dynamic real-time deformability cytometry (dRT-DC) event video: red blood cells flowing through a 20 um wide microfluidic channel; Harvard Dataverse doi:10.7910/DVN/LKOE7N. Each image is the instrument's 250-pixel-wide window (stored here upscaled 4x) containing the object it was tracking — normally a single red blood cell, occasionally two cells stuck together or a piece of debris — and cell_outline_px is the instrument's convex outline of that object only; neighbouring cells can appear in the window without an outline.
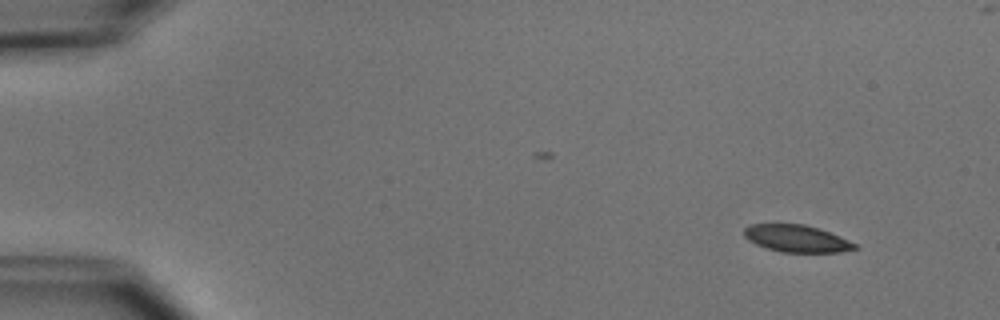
{"species": "common noctule bat (a hibernating species)", "species_latin": "Nyctalus noctula", "temperature_condition": "cold", "stored_images_in_passage": 5, "camera_frame_rate_fps": 3000, "um_per_image_px": 0.085, "animal": {"sex": "male", "body_mass_g": 15.6}, "frame": {"image": 1, "passage_image": 2, "time_ms": 1.0, "image_size_px": [1000, 320], "cell_outline_px": [[860, 248], [840, 252], [780, 252], [756, 244], [748, 240], [744, 236], [744, 228], [748, 224], [804, 224], [840, 236], [856, 244]], "centroid_in_image_um": [67.7, 20.28], "position_along_channel_um": 17.3, "area_um2": 17.4}}
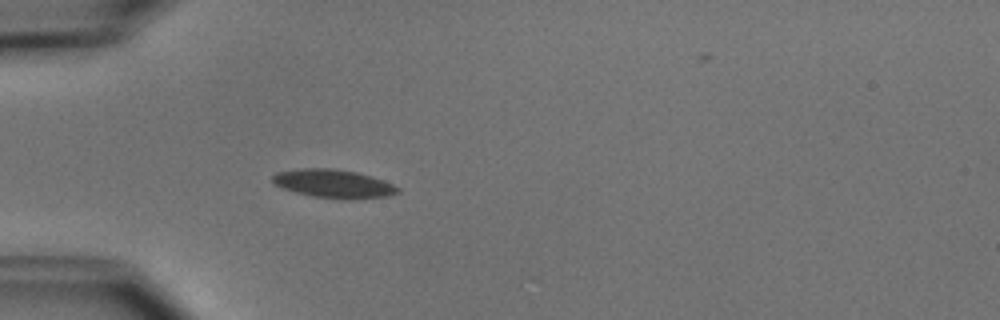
{"frame": {"image": 2, "passage_image": 5, "time_ms": 4.667, "image_size_px": [1000, 320], "cell_outline_px": [[400, 192], [388, 196], [352, 200], [348, 200], [312, 196], [296, 192], [284, 188], [276, 184], [272, 180], [272, 176], [276, 172], [300, 168], [332, 168], [356, 172], [372, 176], [392, 184], [400, 188]], "centroid_in_image_um": [28.38, 15.62], "position_along_channel_um": 56.6, "area_um2": 20.81}}